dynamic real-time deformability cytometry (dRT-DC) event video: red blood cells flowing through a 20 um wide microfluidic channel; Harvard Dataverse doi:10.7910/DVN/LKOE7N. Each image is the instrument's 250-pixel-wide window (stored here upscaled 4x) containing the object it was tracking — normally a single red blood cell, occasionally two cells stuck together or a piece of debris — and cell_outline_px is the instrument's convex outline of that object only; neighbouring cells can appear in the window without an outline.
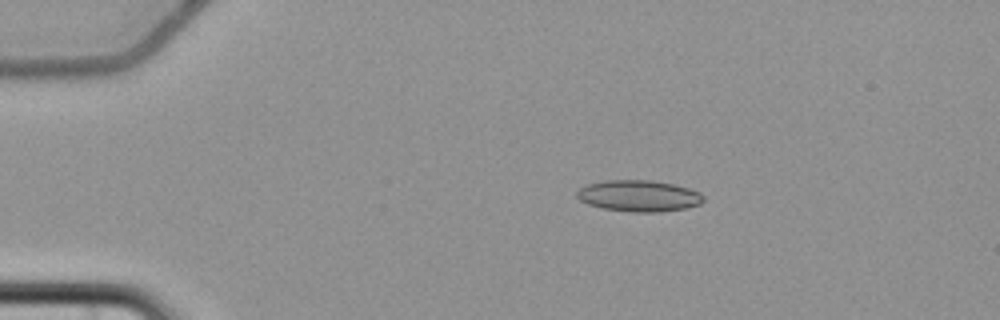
{"species": "common noctule bat (a hibernating species)", "species_latin": "Nyctalus noctula", "temperature_condition": "cold", "stored_images_in_passage": 8, "camera_frame_rate_fps": 3000, "um_per_image_px": 0.085, "animal": {"sex": "female", "body_mass_g": 22.7, "forearm_length_mm": 54.2}, "frame": {"image": 1, "passage_image": 3, "time_ms": 2.667, "image_size_px": [1000, 320], "cell_outline_px": [[704, 200], [700, 204], [688, 208], [660, 212], [632, 212], [604, 208], [588, 204], [580, 200], [576, 196], [576, 192], [580, 188], [588, 184], [604, 180], [652, 180], [672, 184], [688, 188], [700, 192], [704, 196]], "centroid_in_image_um": [54.32, 16.65], "position_along_channel_um": 30.7, "area_um2": 23.18}}
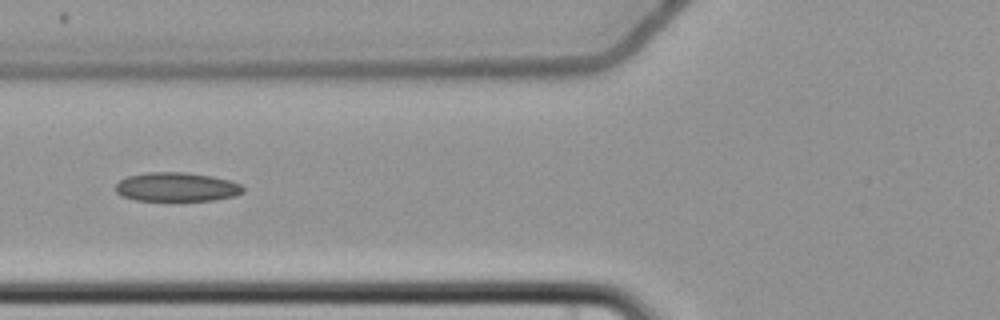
{"frame": {"image": 2, "passage_image": 6, "time_ms": 6.667, "image_size_px": [1000, 320], "cell_outline_px": [[244, 192], [236, 196], [212, 200], [136, 200], [120, 196], [116, 192], [116, 184], [120, 180], [128, 176], [148, 172], [184, 172], [212, 176], [228, 180], [240, 184], [244, 188]], "centroid_in_image_um": [15.01, 15.89], "position_along_channel_um": 110.8, "area_um2": 21.5}}
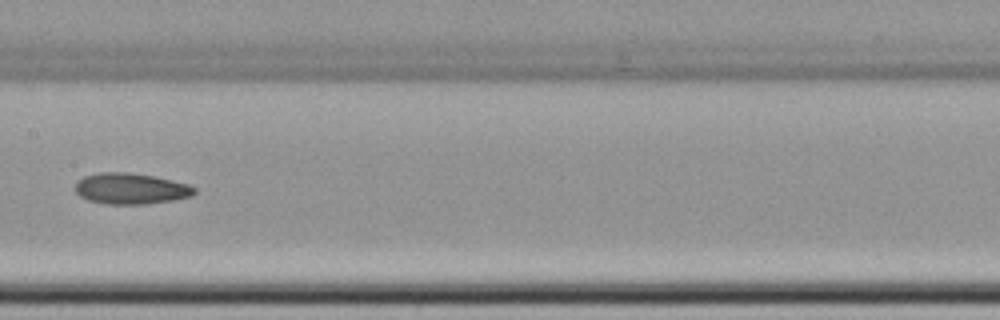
{"frame": {"image": 3, "passage_image": 8, "time_ms": 9.0, "image_size_px": [1000, 320], "cell_outline_px": [[196, 192], [192, 196], [172, 200], [144, 204], [108, 204], [88, 200], [80, 196], [76, 192], [76, 180], [84, 176], [100, 172], [128, 172], [152, 176], [172, 180], [188, 184], [196, 188]], "centroid_in_image_um": [11.11, 16.03], "position_along_channel_um": 196.3, "area_um2": 21.5}}